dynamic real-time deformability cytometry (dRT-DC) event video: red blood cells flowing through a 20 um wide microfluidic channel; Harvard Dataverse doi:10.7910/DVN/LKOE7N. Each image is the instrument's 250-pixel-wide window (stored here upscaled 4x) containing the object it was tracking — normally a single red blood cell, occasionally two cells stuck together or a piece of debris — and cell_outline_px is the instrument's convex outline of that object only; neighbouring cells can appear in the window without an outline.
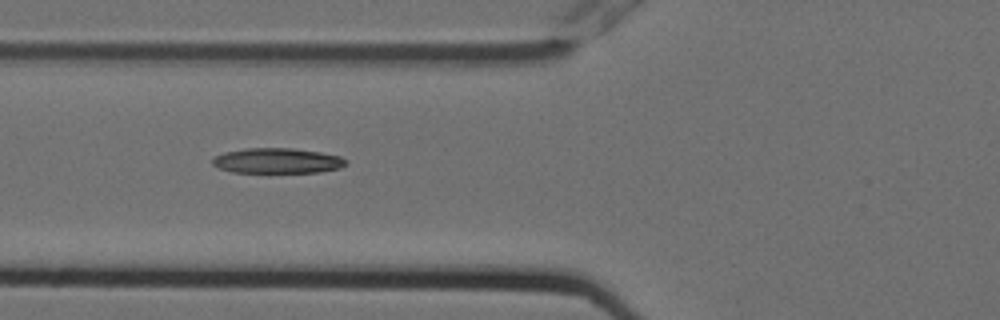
{"species": "Egyptian fruit bat (a non-hibernating species)", "species_latin": "Rousettus aegyptiacus", "temperature_condition": "cold", "stored_images_in_passage": 5, "camera_frame_rate_fps": 3000, "um_per_image_px": 0.085, "animal": {"sex": "female"}, "frame": {"image": 1, "passage_image": 4, "time_ms": 1.0, "image_size_px": [1000, 320], "cell_outline_px": [[348, 164], [340, 168], [320, 172], [232, 172], [220, 168], [212, 164], [212, 160], [216, 156], [224, 152], [244, 148], [292, 148], [320, 152], [340, 156], [348, 160]], "centroid_in_image_um": [23.6, 13.66], "position_along_channel_um": 102.2, "area_um2": 19.65}}
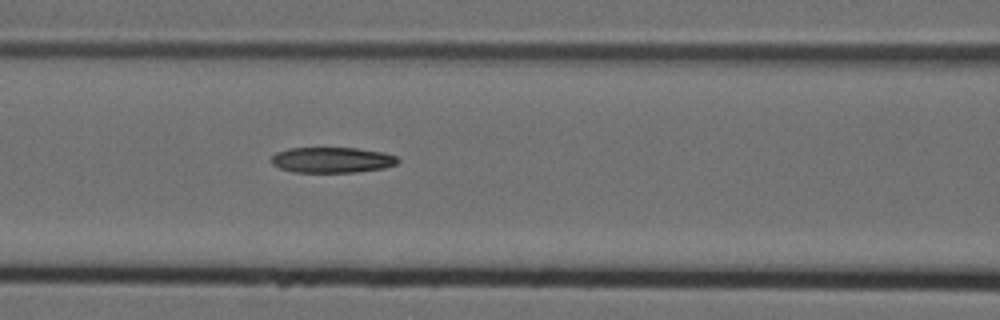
{"frame": {"image": 2, "passage_image": 5, "time_ms": 1.333, "image_size_px": [1000, 320], "cell_outline_px": [[400, 160], [396, 164], [384, 168], [356, 172], [292, 172], [280, 168], [272, 164], [272, 156], [276, 152], [288, 148], [356, 148], [384, 152], [396, 156]], "centroid_in_image_um": [28.23, 13.59], "position_along_channel_um": 138.4, "area_um2": 18.9}}